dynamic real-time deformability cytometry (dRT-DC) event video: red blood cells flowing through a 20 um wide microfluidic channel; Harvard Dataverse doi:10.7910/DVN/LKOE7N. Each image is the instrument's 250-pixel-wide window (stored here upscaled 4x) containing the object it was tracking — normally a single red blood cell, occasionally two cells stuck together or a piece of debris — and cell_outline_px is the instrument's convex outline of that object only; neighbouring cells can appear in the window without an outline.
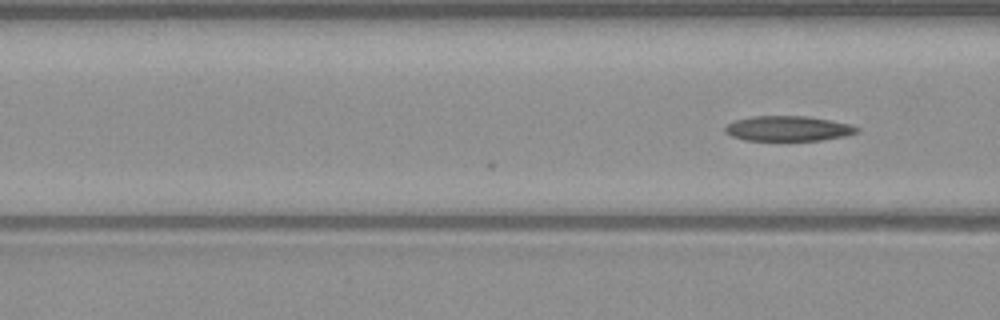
{"species": "common noctule bat (a hibernating species)", "species_latin": "Nyctalus noctula", "temperature_condition": "warm", "stored_images_in_passage": 12, "camera_frame_rate_fps": 3000, "um_per_image_px": 0.085, "animal": {"sex": "male", "body_mass_g": 23.1, "forearm_length_mm": 52.7}, "frame": {"image": 1, "passage_image": 12, "time_ms": 3.667, "image_size_px": [1000, 320], "cell_outline_px": [[860, 132], [844, 136], [820, 140], [744, 140], [732, 136], [724, 132], [724, 128], [728, 124], [736, 120], [752, 116], [808, 116], [852, 124], [860, 128]], "centroid_in_image_um": [67.02, 10.92], "position_along_channel_um": 99.6, "area_um2": 19.31}}